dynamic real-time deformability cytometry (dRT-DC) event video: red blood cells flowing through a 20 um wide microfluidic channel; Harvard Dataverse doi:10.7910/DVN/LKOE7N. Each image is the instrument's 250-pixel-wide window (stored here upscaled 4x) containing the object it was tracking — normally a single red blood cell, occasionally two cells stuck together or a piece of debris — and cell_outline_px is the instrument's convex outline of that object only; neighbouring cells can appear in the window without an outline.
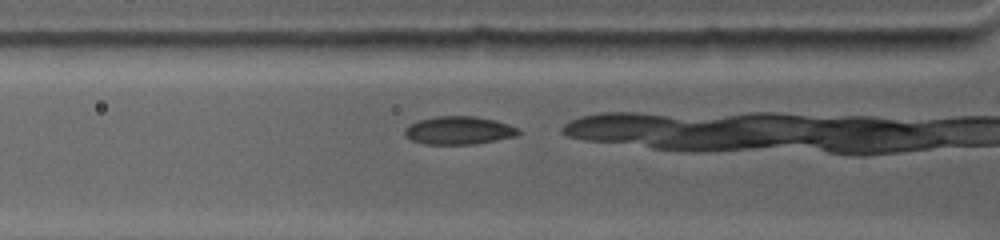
{"species": "common noctule bat (a hibernating species)", "species_latin": "Nyctalus noctula", "temperature_condition": "warm", "stored_images_in_passage": 29, "camera_frame_rate_fps": 4500, "um_per_image_px": 0.085, "animal": {"sex": "female", "body_mass_g": 19.0, "forearm_length_mm": 53.3}, "frame": {"image": 1, "passage_image": 3, "time_ms": 0.889, "image_size_px": [1000, 240], "cell_outline_px": [[520, 132], [516, 136], [476, 144], [424, 144], [412, 140], [404, 136], [404, 128], [420, 120], [436, 116], [476, 116], [496, 120], [520, 128]], "centroid_in_image_um": [39.02, 11.08], "position_along_channel_um": 86.8, "area_um2": 18.67}}
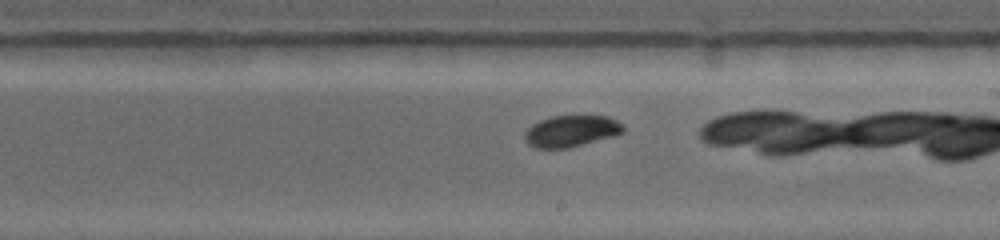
{"frame": {"image": 2, "passage_image": 14, "time_ms": 5.111, "image_size_px": [1000, 240], "cell_outline_px": [[624, 132], [616, 136], [568, 148], [536, 148], [528, 144], [524, 140], [524, 132], [532, 124], [540, 120], [552, 116], [608, 116], [624, 124]], "centroid_in_image_um": [48.57, 11.14], "position_along_channel_um": 240.4, "area_um2": 18.26}}
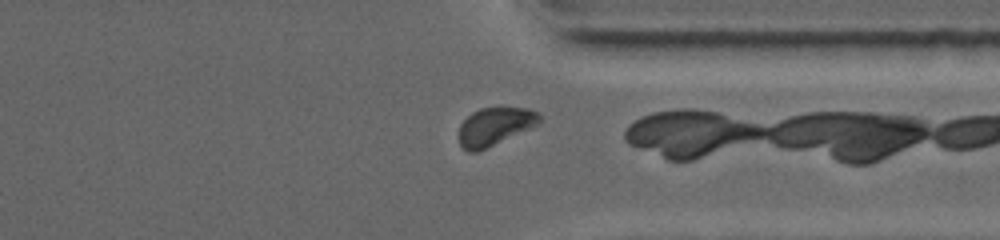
{"frame": {"image": 3, "passage_image": 23, "time_ms": 8.667, "image_size_px": [1000, 240], "cell_outline_px": [[540, 124], [532, 128], [476, 152], [468, 152], [460, 144], [460, 124], [472, 112], [480, 108], [500, 104], [528, 108], [540, 112]], "centroid_in_image_um": [42.12, 10.67], "position_along_channel_um": 369.3, "area_um2": 18.38}}